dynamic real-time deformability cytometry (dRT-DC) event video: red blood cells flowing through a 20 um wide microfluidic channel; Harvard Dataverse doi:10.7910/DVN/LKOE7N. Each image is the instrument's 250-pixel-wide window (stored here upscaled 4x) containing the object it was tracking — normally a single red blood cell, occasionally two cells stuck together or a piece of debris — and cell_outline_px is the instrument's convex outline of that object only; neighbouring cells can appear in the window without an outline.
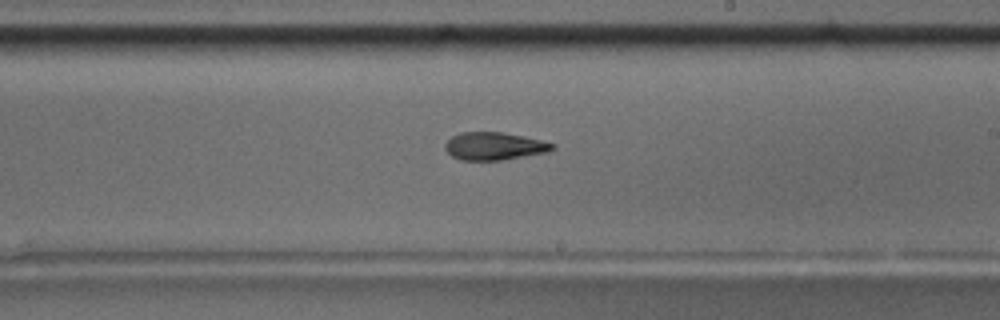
{"species": "common noctule bat (a hibernating species)", "species_latin": "Nyctalus noctula", "temperature_condition": "room temperature", "stored_images_in_passage": 39, "camera_frame_rate_fps": 3000, "um_per_image_px": 0.085, "animal": {"sex": "male", "body_mass_g": 17.5, "forearm_length_mm": 52.3}, "frame": {"image": 1, "passage_image": 17, "time_ms": 5.333, "image_size_px": [1000, 320], "cell_outline_px": [[556, 148], [548, 152], [500, 160], [460, 160], [452, 156], [444, 148], [444, 144], [452, 136], [460, 132], [500, 132], [524, 136], [556, 144]], "centroid_in_image_um": [42.01, 12.42], "position_along_channel_um": 247.0, "area_um2": 17.34}, "authors_computed_cell_mechanics": {"area_um2": 17.918, "velocity_mm_per_s": 3.7386, "shape_relaxation_time_tau1_ms": 4.2784, "shape_relaxation_time_tau2_ms": 10.1172, "deformation_change_tau1": 0.1557, "deformation_change_tau2": 0.1832}}